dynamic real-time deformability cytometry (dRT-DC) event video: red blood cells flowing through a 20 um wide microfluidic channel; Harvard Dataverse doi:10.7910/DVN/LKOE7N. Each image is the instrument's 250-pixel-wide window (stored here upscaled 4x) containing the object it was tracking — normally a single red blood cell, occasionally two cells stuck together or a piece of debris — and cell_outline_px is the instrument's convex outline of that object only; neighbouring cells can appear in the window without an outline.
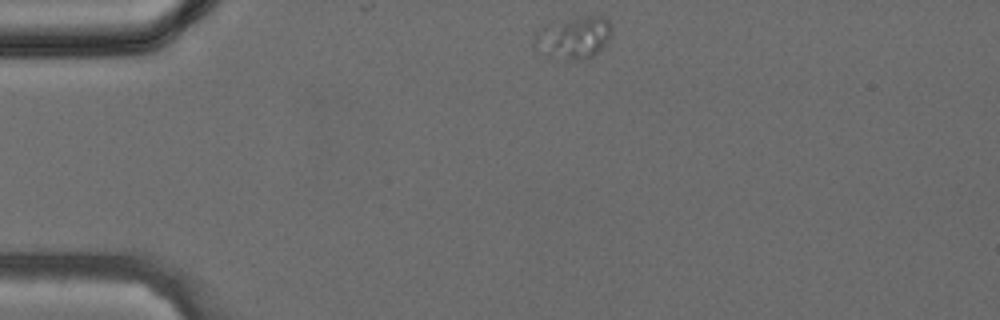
{"species": "common noctule bat (a hibernating species)", "species_latin": "Nyctalus noctula", "temperature_condition": "cold", "stored_images_in_passage": 34, "camera_frame_rate_fps": 3000, "um_per_image_px": 0.085, "animal": {"sex": "female", "body_mass_g": 24.6, "forearm_length_mm": 56.2}, "frame": {"image": 1, "passage_image": 1, "time_ms": 0.0, "image_size_px": [1000, 320], "cell_outline_px": [[612, 36], [588, 60], [568, 60], [548, 56], [532, 44], [532, 36], [536, 32], [564, 20], [580, 16], [604, 16], [608, 20]], "centroid_in_image_um": [48.77, 3.22], "position_along_channel_um": 36.2, "area_um2": 18.73}}
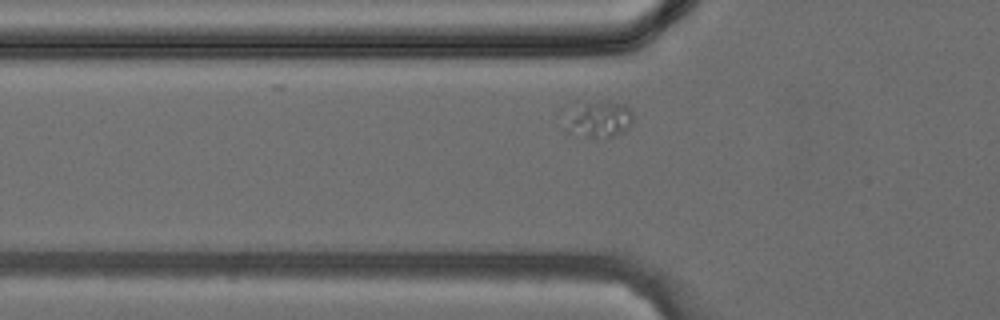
{"frame": {"image": 2, "passage_image": 6, "time_ms": 1.667, "image_size_px": [1000, 320], "cell_outline_px": [[632, 124], [628, 128], [612, 136], [584, 136], [568, 132], [564, 128], [564, 120], [588, 104], [624, 104], [632, 112]], "centroid_in_image_um": [50.96, 10.22], "position_along_channel_um": 74.8, "area_um2": 12.95}}
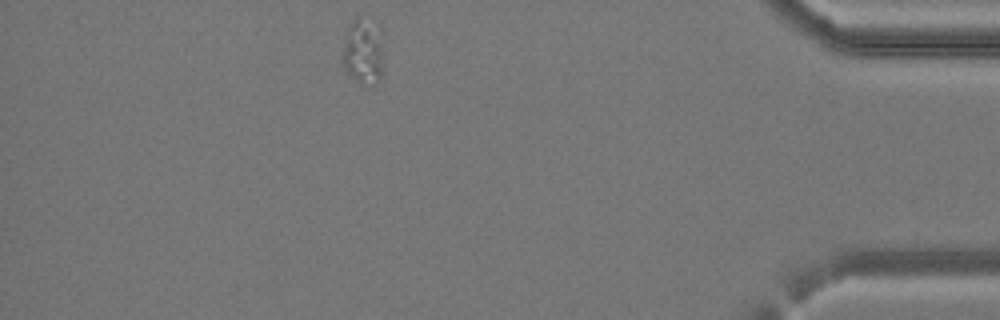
{"frame": {"image": 3, "passage_image": 29, "time_ms": 9.333, "image_size_px": [1000, 320], "cell_outline_px": [[384, 28], [380, 76], [372, 84], [360, 84], [348, 72], [344, 64], [344, 40], [348, 28], [356, 20], [380, 24]], "centroid_in_image_um": [30.93, 4.35], "position_along_channel_um": 404.3, "area_um2": 15.2}}